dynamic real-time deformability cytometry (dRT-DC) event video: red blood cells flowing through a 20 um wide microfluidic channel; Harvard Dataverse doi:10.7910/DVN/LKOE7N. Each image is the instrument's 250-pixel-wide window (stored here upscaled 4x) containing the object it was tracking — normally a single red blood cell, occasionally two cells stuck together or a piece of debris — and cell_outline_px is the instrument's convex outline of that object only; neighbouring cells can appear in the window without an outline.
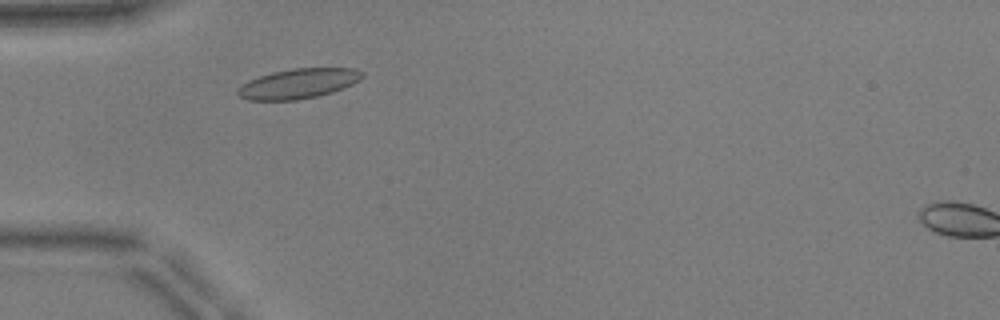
{"species": "common noctule bat (a hibernating species)", "species_latin": "Nyctalus noctula", "temperature_condition": "warm", "stored_images_in_passage": 39, "camera_frame_rate_fps": 3000, "um_per_image_px": 0.085, "animal": {"sex": "male", "body_mass_g": 17.9, "forearm_length_mm": 54.2}, "frame": {"image": 1, "passage_image": 4, "time_ms": 1.0, "image_size_px": [1000, 320], "cell_outline_px": [[364, 76], [360, 80], [352, 84], [332, 92], [316, 96], [296, 100], [248, 100], [240, 96], [236, 92], [240, 84], [248, 80], [272, 72], [292, 68], [352, 68], [364, 72]], "centroid_in_image_um": [25.34, 7.1], "position_along_channel_um": 59.7, "area_um2": 21.68}}
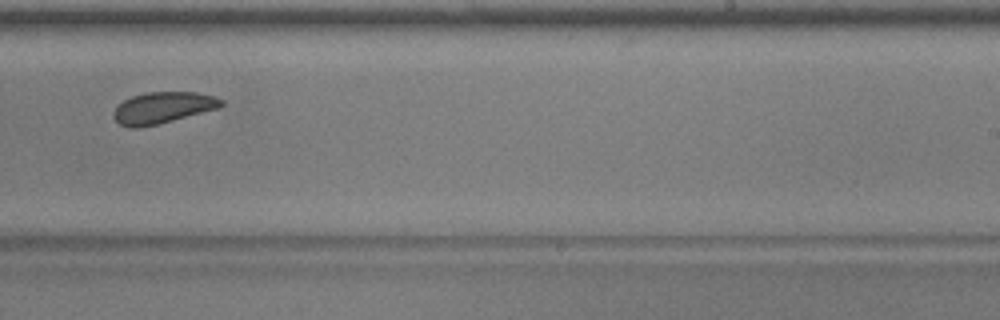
{"frame": {"image": 2, "passage_image": 21, "time_ms": 6.667, "image_size_px": [1000, 320], "cell_outline_px": [[224, 104], [220, 108], [156, 124], [136, 128], [132, 128], [120, 124], [112, 116], [112, 112], [124, 100], [132, 96], [148, 92], [196, 92], [216, 96], [224, 100]], "centroid_in_image_um": [13.87, 9.14], "position_along_channel_um": 275.1, "area_um2": 19.59}}
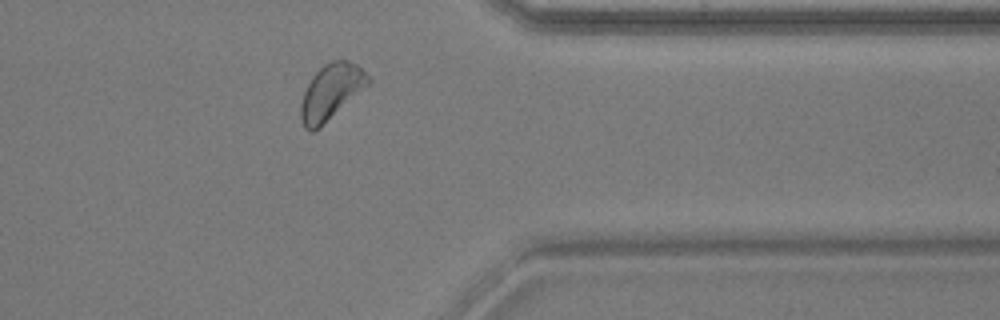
{"frame": {"image": 3, "passage_image": 30, "time_ms": 9.667, "image_size_px": [1000, 320], "cell_outline_px": [[372, 80], [364, 88], [320, 128], [312, 132], [304, 128], [300, 120], [300, 104], [304, 92], [312, 76], [324, 64], [332, 60], [348, 60], [356, 64]], "centroid_in_image_um": [28.1, 7.83], "position_along_channel_um": 383.3, "area_um2": 21.62}, "authors_computed_cell_mechanics": {"area_um2": 20.808, "velocity_mm_per_s": 3.879, "shape_relaxation_time_tau1_ms": 2.7862, "shape_relaxation_time_tau2_ms": 1.8476, "deformation_change_tau1": 0.067, "deformation_change_tau2": 0.0675}}